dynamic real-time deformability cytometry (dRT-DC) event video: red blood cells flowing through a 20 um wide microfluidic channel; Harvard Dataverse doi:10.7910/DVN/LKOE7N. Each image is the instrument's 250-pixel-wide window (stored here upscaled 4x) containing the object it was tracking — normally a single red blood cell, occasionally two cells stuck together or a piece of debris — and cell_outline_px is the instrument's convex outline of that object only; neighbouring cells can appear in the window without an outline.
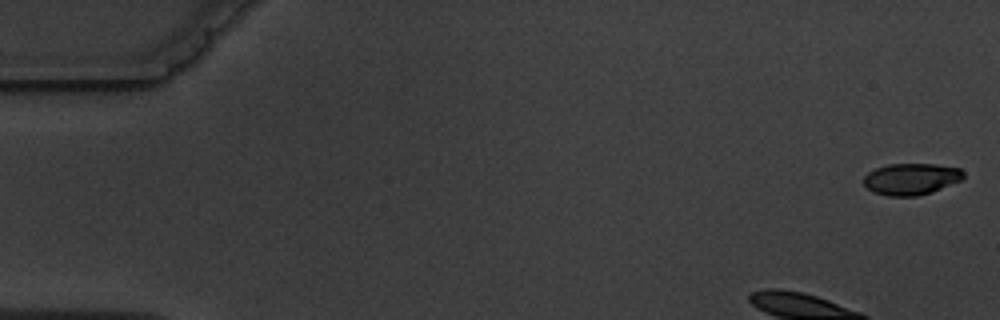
{"species": "common noctule bat (a hibernating species)", "species_latin": "Nyctalus noctula", "temperature_condition": "warm", "stored_images_in_passage": 6, "camera_frame_rate_fps": 3000, "um_per_image_px": 0.085, "animal": {"sex": "male", "body_mass_g": 19.5, "forearm_length_mm": 54.6}, "frame": {"image": 1, "passage_image": 1, "time_ms": 0.0, "image_size_px": [1000, 320], "cell_outline_px": [[964, 176], [960, 180], [932, 192], [916, 196], [888, 196], [872, 192], [864, 184], [864, 176], [868, 172], [876, 168], [888, 164], [936, 164], [960, 168], [964, 172]], "centroid_in_image_um": [77.43, 15.21], "position_along_channel_um": 7.6, "area_um2": 18.32}}
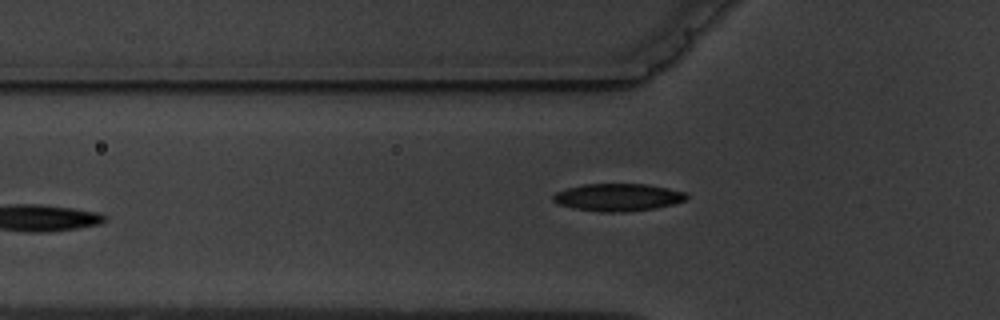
{"frame": {"image": 2, "passage_image": 6, "time_ms": 6.0, "image_size_px": [1000, 320], "cell_outline_px": [[688, 196], [684, 200], [672, 204], [656, 208], [628, 212], [600, 212], [572, 208], [560, 204], [552, 200], [552, 196], [556, 192], [568, 188], [584, 184], [648, 184], [688, 192]], "centroid_in_image_um": [52.54, 16.77], "position_along_channel_um": 73.3, "area_um2": 21.44}}